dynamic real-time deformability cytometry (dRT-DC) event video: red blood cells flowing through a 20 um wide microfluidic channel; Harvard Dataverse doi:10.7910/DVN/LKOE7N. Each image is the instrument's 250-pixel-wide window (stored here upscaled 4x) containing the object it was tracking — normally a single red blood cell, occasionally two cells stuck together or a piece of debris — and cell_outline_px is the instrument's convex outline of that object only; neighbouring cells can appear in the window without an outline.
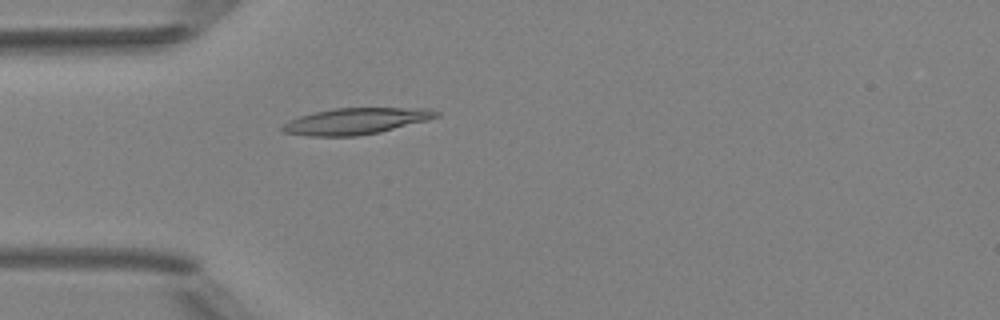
{"species": "Egyptian fruit bat (a non-hibernating species)", "species_latin": "Rousettus aegyptiacus", "temperature_condition": "room temperature", "stored_images_in_passage": 5, "camera_frame_rate_fps": 3000, "um_per_image_px": 0.085, "animal": {"sex": "female"}, "frame": {"image": 1, "passage_image": 5, "time_ms": 4.667, "image_size_px": [1000, 320], "cell_outline_px": [[440, 116], [428, 120], [380, 132], [356, 136], [308, 136], [284, 132], [280, 128], [288, 120], [312, 112], [336, 108], [432, 108], [440, 112]], "centroid_in_image_um": [30.28, 10.29], "position_along_channel_um": 54.7, "area_um2": 23.7}}